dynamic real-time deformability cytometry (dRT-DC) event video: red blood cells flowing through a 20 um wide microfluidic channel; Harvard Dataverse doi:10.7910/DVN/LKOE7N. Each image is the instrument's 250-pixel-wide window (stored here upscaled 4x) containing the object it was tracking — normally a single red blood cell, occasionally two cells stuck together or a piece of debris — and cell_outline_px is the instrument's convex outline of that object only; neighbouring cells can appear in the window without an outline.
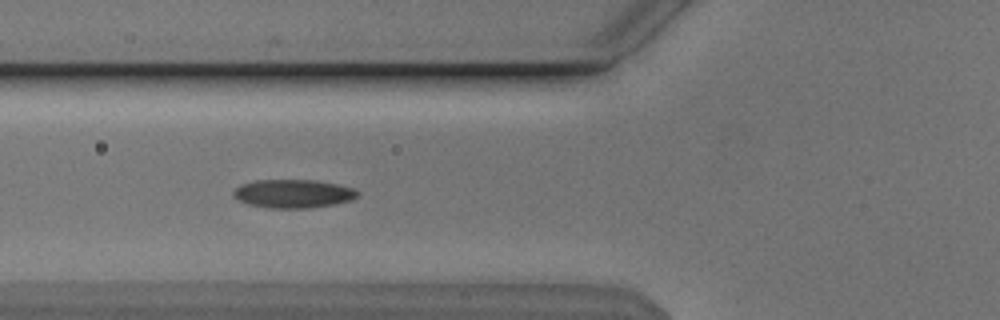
{"species": "Egyptian fruit bat (a non-hibernating species)", "species_latin": "Rousettus aegyptiacus", "temperature_condition": "cold", "stored_images_in_passage": 39, "segment_of_instrument_passage": [1, 2], "camera_frame_rate_fps": 3000, "um_per_image_px": 0.085, "animal": {"sex": "male"}, "frame": {"image": 1, "passage_image": 5, "time_ms": 1.333, "image_size_px": [1000, 320], "cell_outline_px": [[360, 192], [352, 200], [336, 204], [308, 208], [268, 208], [248, 204], [236, 200], [232, 196], [232, 192], [240, 184], [256, 180], [316, 180], [336, 184], [352, 188]], "centroid_in_image_um": [24.88, 16.46], "position_along_channel_um": 100.9, "area_um2": 20.75}}
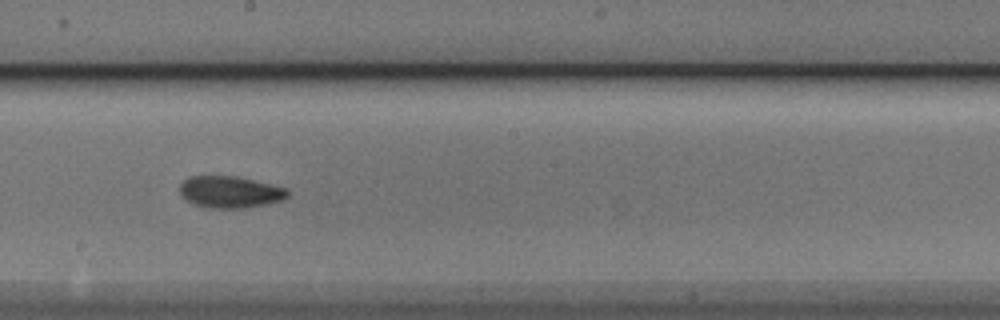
{"frame": {"image": 2, "passage_image": 15, "time_ms": 4.667, "image_size_px": [1000, 320], "cell_outline_px": [[288, 196], [284, 200], [248, 208], [208, 208], [192, 204], [180, 196], [180, 184], [188, 176], [236, 176], [288, 188]], "centroid_in_image_um": [19.54, 16.33], "position_along_channel_um": 228.7, "area_um2": 20.23}}
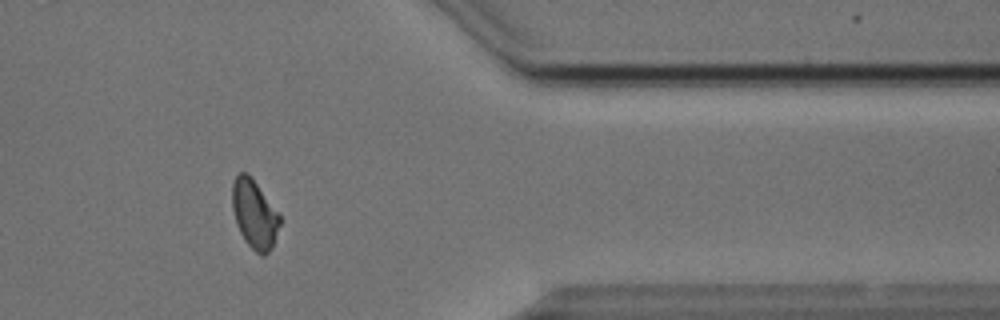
{"frame": {"image": 3, "passage_image": 29, "time_ms": 9.333, "image_size_px": [1000, 320], "cell_outline_px": [[280, 224], [272, 248], [264, 256], [260, 256], [244, 240], [236, 224], [232, 208], [232, 184], [236, 176], [240, 172], [244, 172], [256, 184], [280, 216]], "centroid_in_image_um": [21.61, 18.26], "position_along_channel_um": 389.8, "area_um2": 18.61}}